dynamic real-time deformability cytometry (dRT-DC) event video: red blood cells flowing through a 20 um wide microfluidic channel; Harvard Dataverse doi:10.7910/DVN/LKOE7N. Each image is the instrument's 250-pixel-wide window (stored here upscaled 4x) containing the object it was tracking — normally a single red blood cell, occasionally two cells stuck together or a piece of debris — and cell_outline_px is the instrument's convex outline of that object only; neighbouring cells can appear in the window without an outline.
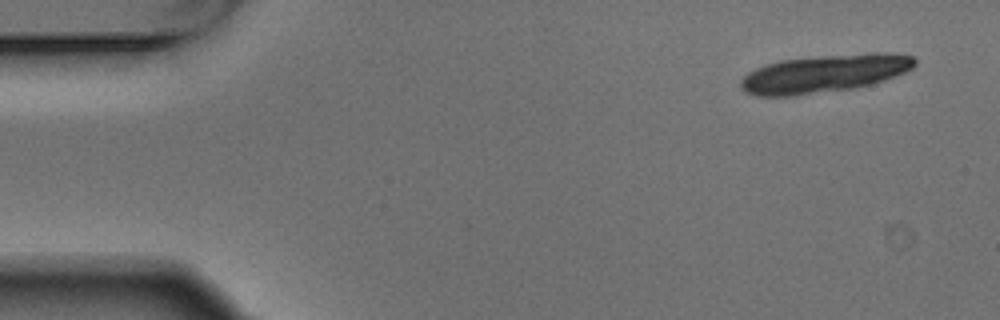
{"species": "Egyptian fruit bat (a non-hibernating species)", "species_latin": "Rousettus aegyptiacus", "temperature_condition": "warm", "stored_images_in_passage": 6, "segment_of_instrument_passage": [1, 2], "camera_frame_rate_fps": 3000, "um_per_image_px": 0.085, "animal": {"sex": "male"}, "frame": {"image": 1, "passage_image": 1, "time_ms": 0.0, "image_size_px": [1000, 320], "cell_outline_px": [[916, 64], [912, 68], [904, 72], [884, 80], [872, 84], [856, 88], [796, 96], [756, 96], [744, 92], [740, 88], [740, 80], [748, 72], [764, 64], [780, 60], [824, 56], [872, 52], [888, 52], [912, 56], [916, 60]], "centroid_in_image_um": [70.04, 6.26], "position_along_channel_um": 15.0, "area_um2": 38.73}}